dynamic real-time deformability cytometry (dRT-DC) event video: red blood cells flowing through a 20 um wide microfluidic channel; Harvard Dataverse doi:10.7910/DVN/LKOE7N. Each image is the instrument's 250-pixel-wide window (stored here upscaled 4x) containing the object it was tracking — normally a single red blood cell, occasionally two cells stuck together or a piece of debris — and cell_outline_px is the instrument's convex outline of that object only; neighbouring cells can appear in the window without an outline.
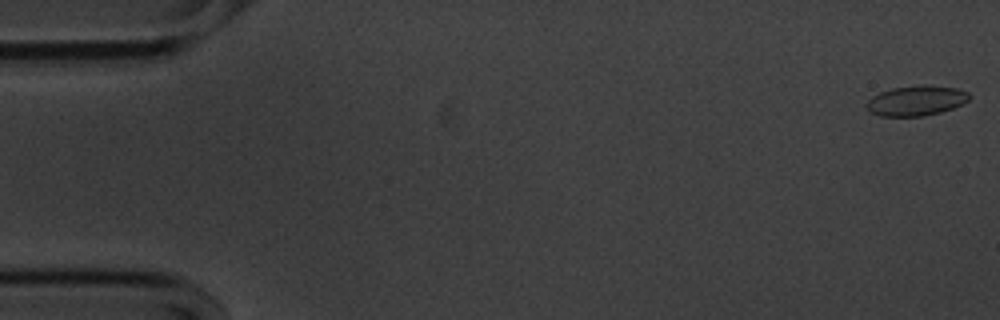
{"species": "common noctule bat (a hibernating species)", "species_latin": "Nyctalus noctula", "temperature_condition": "cold", "stored_images_in_passage": 56, "camera_frame_rate_fps": 3000, "um_per_image_px": 0.085, "animal": {"sex": "male", "body_mass_g": 20.1, "forearm_length_mm": 53.5}, "frame": {"image": 1, "passage_image": 1, "time_ms": 0.0, "image_size_px": [1000, 320], "cell_outline_px": [[972, 96], [968, 100], [952, 108], [940, 112], [924, 116], [880, 116], [872, 112], [864, 104], [872, 96], [880, 92], [892, 88], [924, 84], [956, 88], [968, 92]], "centroid_in_image_um": [77.87, 8.54], "position_along_channel_um": 7.1, "area_um2": 17.98}}
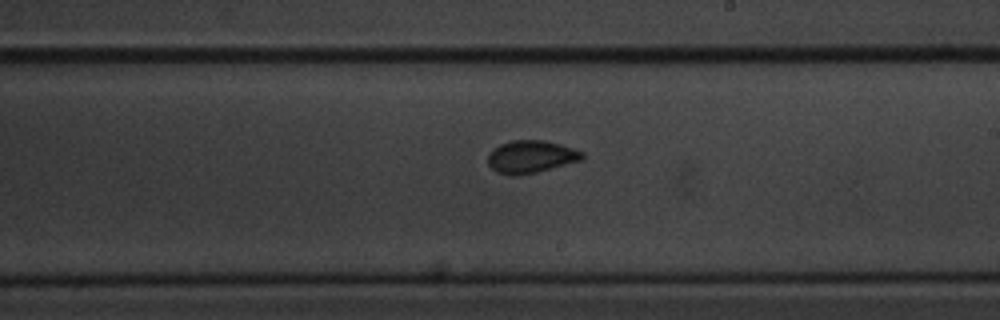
{"frame": {"image": 2, "passage_image": 32, "time_ms": 10.333, "image_size_px": [1000, 320], "cell_outline_px": [[584, 156], [580, 160], [536, 172], [516, 176], [512, 176], [496, 172], [488, 164], [488, 152], [492, 148], [500, 144], [512, 140], [544, 140], [560, 144], [584, 152]], "centroid_in_image_um": [45.08, 13.31], "position_along_channel_um": 243.9, "area_um2": 17.86}}
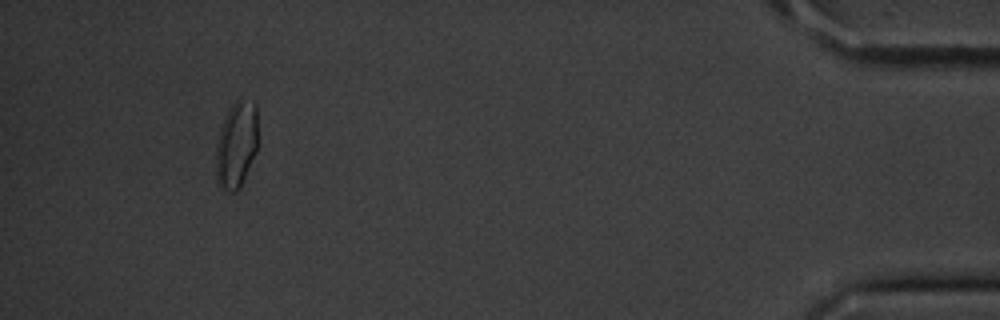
{"frame": {"image": 3, "passage_image": 52, "time_ms": 17.0, "image_size_px": [1000, 320], "cell_outline_px": [[256, 152], [240, 188], [236, 192], [232, 192], [220, 188], [216, 180], [216, 140], [220, 128], [232, 104], [240, 96], [256, 104]], "centroid_in_image_um": [20.07, 12.31], "position_along_channel_um": 415.1, "area_um2": 21.21}, "authors_computed_cell_mechanics": {"area_um2": 17.5423, "velocity_mm_per_s": 3.5679, "shape_relaxation_time_tau1_ms": null, "shape_relaxation_time_tau2_ms": 1.1096, "deformation_change_tau1": null, "deformation_change_tau2": 0.052}}